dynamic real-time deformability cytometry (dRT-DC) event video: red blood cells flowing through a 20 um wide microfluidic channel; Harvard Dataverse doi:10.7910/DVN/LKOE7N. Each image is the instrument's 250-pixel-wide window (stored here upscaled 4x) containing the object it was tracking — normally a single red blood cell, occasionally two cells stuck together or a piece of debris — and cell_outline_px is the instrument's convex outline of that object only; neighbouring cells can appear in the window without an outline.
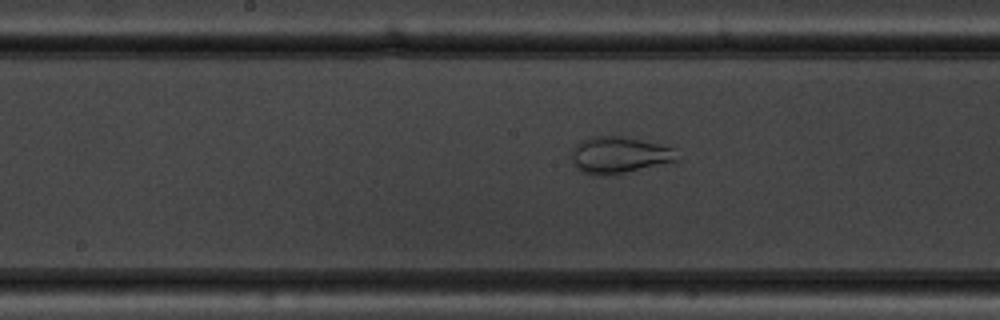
{"species": "common noctule bat (a hibernating species)", "species_latin": "Nyctalus noctula", "temperature_condition": "warm", "stored_images_in_passage": 55, "camera_frame_rate_fps": 3000, "um_per_image_px": 0.085, "animal": {"sex": "male", "body_mass_g": 19.5, "forearm_length_mm": 54.6}, "frame": {"image": 1, "passage_image": 29, "time_ms": 9.333, "image_size_px": [1000, 320], "cell_outline_px": [[680, 160], [624, 172], [604, 176], [592, 176], [580, 172], [576, 168], [572, 160], [572, 148], [580, 140], [592, 136], [628, 136], [676, 148]], "centroid_in_image_um": [52.62, 13.17], "position_along_channel_um": 195.6, "area_um2": 22.95}}
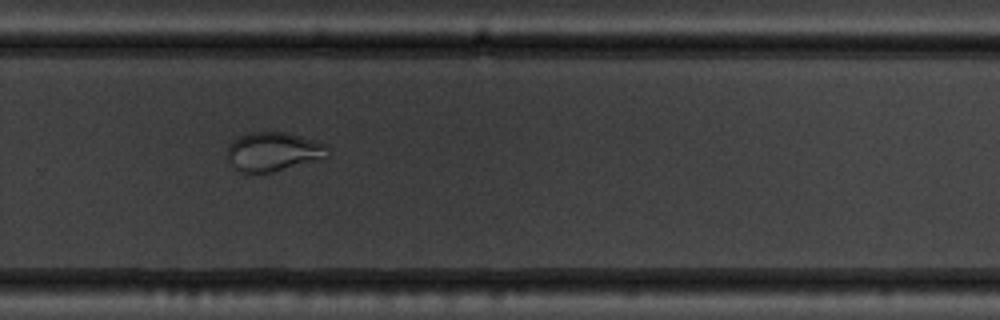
{"frame": {"image": 2, "passage_image": 38, "time_ms": 12.333, "image_size_px": [1000, 320], "cell_outline_px": [[328, 156], [260, 176], [248, 176], [240, 172], [228, 160], [228, 144], [232, 140], [240, 136], [252, 132], [288, 132], [316, 140], [328, 144]], "centroid_in_image_um": [23.2, 12.92], "position_along_channel_um": 306.6, "area_um2": 23.41}}
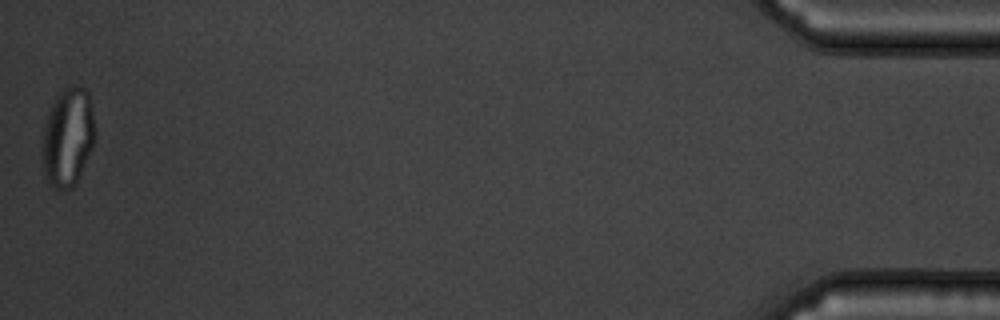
{"frame": {"image": 3, "passage_image": 55, "time_ms": 18.0, "image_size_px": [1000, 320], "cell_outline_px": [[96, 132], [92, 148], [76, 184], [72, 188], [56, 192], [48, 184], [44, 176], [44, 128], [52, 104], [56, 96], [64, 88], [72, 84], [80, 84], [88, 92], [96, 128]], "centroid_in_image_um": [5.8, 11.68], "position_along_channel_um": 429.4, "area_um2": 30.46}}